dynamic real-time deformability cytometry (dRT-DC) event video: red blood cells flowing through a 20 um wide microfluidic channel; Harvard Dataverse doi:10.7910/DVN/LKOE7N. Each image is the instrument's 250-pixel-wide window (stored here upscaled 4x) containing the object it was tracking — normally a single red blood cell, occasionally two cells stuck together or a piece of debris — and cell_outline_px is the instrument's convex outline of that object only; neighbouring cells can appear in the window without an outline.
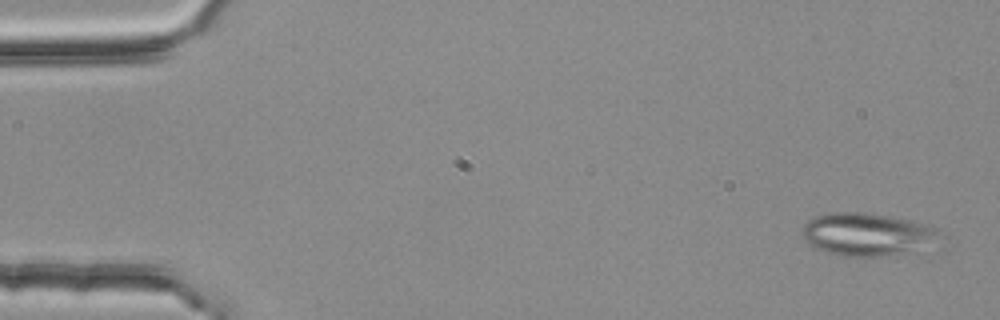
{"species": "common noctule bat (a hibernating species)", "species_latin": "Nyctalus noctula", "temperature_condition": "room temperature", "stored_images_in_passage": 4, "camera_frame_rate_fps": 3000, "um_per_image_px": 0.085, "animal": {"sex": "female", "body_mass_g": 25.1}, "frame": {"image": 1, "passage_image": 1, "time_ms": 0.0, "image_size_px": [1000, 320], "cell_outline_px": [[940, 232], [920, 256], [840, 256], [816, 248], [804, 240], [800, 232], [804, 224], [808, 220], [816, 216], [828, 212], [864, 212], [892, 216], [924, 224], [936, 228]], "centroid_in_image_um": [73.74, 19.95], "position_along_channel_um": 11.3, "area_um2": 35.2}}